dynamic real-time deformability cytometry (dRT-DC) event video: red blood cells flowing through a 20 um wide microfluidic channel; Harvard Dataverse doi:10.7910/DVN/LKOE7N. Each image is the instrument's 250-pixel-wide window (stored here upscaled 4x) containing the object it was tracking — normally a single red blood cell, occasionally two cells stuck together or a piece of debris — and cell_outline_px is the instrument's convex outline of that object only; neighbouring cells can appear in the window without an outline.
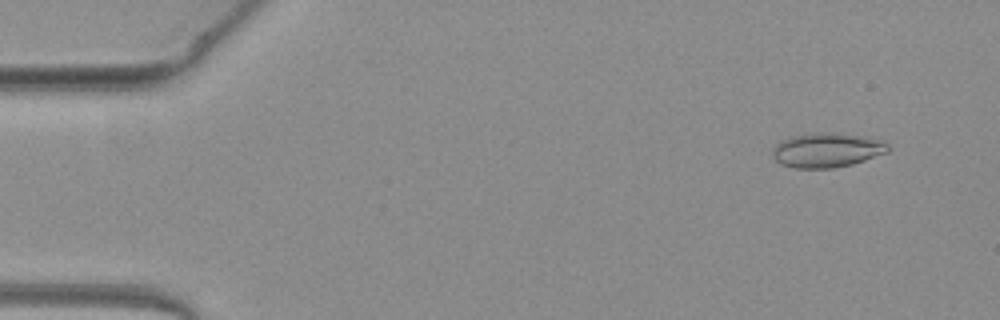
{"species": "common noctule bat (a hibernating species)", "species_latin": "Nyctalus noctula", "temperature_condition": "warm", "stored_images_in_passage": 50, "camera_frame_rate_fps": 3000, "um_per_image_px": 0.085, "animal": {"sex": "female", "body_mass_g": 19.3, "forearm_length_mm": 54.1}, "frame": {"image": 1, "passage_image": 2, "time_ms": 0.333, "image_size_px": [1000, 320], "cell_outline_px": [[888, 152], [852, 164], [832, 168], [792, 168], [780, 164], [772, 156], [772, 148], [776, 144], [784, 140], [796, 136], [860, 136], [880, 140], [888, 144]], "centroid_in_image_um": [70.26, 12.84], "position_along_channel_um": 14.7, "area_um2": 21.85}}
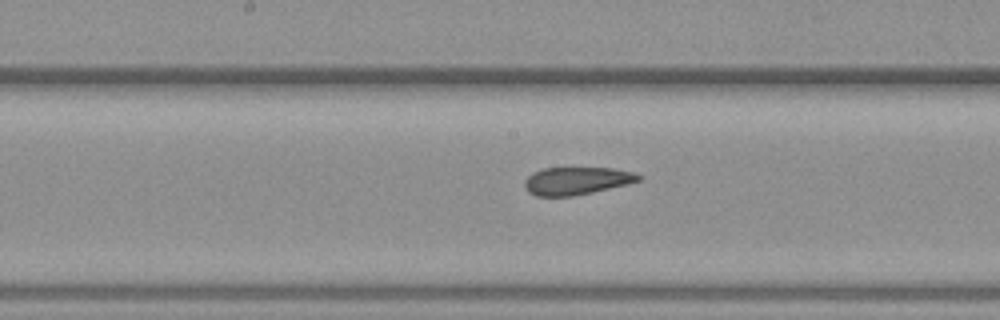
{"frame": {"image": 2, "passage_image": 24, "time_ms": 7.667, "image_size_px": [1000, 320], "cell_outline_px": [[640, 180], [628, 184], [592, 192], [572, 196], [536, 196], [528, 192], [524, 188], [524, 180], [532, 172], [544, 168], [612, 168], [636, 172], [640, 176]], "centroid_in_image_um": [48.98, 15.37], "position_along_channel_um": 199.2, "area_um2": 18.44}}
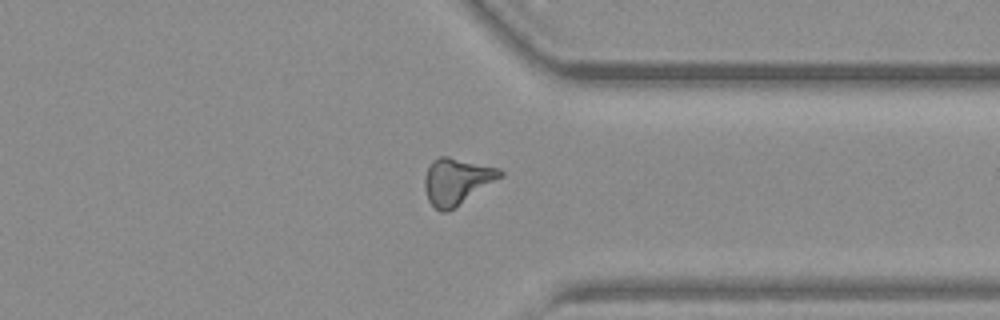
{"frame": {"image": 3, "passage_image": 37, "time_ms": 12.0, "image_size_px": [1000, 320], "cell_outline_px": [[504, 176], [448, 212], [440, 212], [428, 200], [424, 188], [424, 180], [428, 168], [432, 160], [440, 156], [448, 156], [500, 168], [504, 172]], "centroid_in_image_um": [38.84, 15.4], "position_along_channel_um": 372.6, "area_um2": 20.52}, "authors_computed_cell_mechanics": {"area_um2": 19.8254, "velocity_mm_per_s": 4.0771, "shape_relaxation_time_tau1_ms": null, "shape_relaxation_time_tau2_ms": 2.4729, "deformation_change_tau1": null, "deformation_change_tau2": 0.1101}}